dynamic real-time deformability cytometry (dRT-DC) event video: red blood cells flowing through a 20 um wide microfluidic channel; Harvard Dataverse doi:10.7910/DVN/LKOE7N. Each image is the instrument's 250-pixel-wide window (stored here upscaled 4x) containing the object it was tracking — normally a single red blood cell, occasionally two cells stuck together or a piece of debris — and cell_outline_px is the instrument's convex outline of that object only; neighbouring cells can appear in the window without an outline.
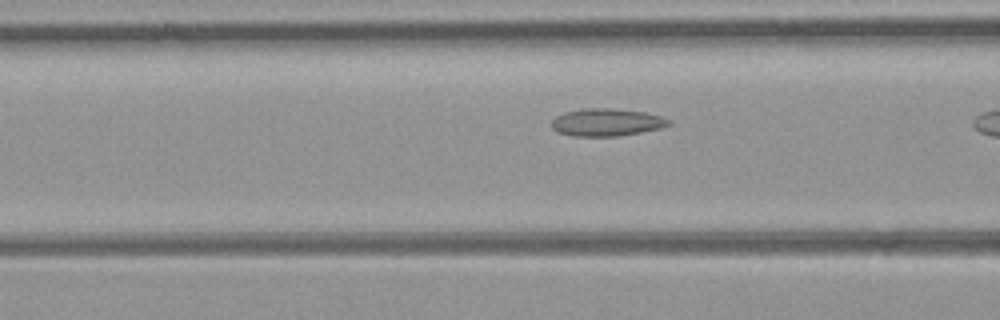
{"species": "common noctule bat (a hibernating species)", "species_latin": "Nyctalus noctula", "temperature_condition": "room temperature", "stored_images_in_passage": 10, "camera_frame_rate_fps": 3000, "um_per_image_px": 0.085, "animal": {"sex": "female", "body_mass_g": 21.9}, "frame": {"image": 1, "passage_image": 6, "time_ms": 1.667, "image_size_px": [1000, 320], "cell_outline_px": [[672, 124], [660, 128], [640, 132], [616, 136], [572, 136], [556, 132], [552, 128], [552, 120], [556, 116], [564, 112], [584, 108], [612, 108], [644, 112], [660, 116], [672, 120]], "centroid_in_image_um": [51.55, 10.39], "position_along_channel_um": 115.1, "area_um2": 18.84}}
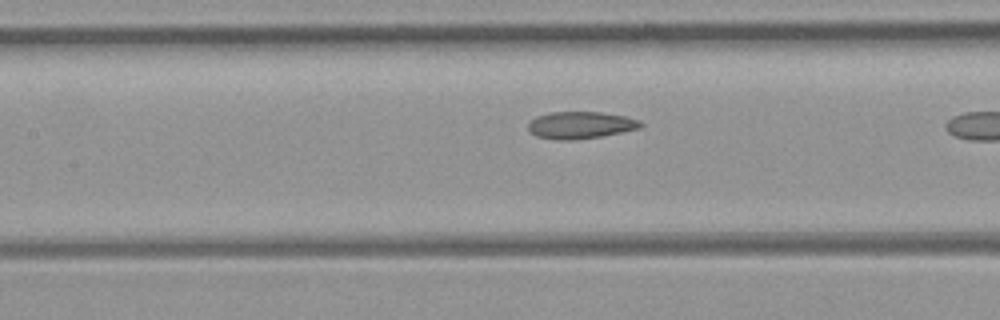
{"frame": {"image": 2, "passage_image": 9, "time_ms": 2.667, "image_size_px": [1000, 320], "cell_outline_px": [[644, 124], [640, 128], [600, 136], [572, 140], [560, 140], [536, 136], [528, 128], [528, 124], [536, 116], [548, 112], [600, 112], [624, 116], [640, 120]], "centroid_in_image_um": [49.34, 10.62], "position_along_channel_um": 158.1, "area_um2": 17.57}}